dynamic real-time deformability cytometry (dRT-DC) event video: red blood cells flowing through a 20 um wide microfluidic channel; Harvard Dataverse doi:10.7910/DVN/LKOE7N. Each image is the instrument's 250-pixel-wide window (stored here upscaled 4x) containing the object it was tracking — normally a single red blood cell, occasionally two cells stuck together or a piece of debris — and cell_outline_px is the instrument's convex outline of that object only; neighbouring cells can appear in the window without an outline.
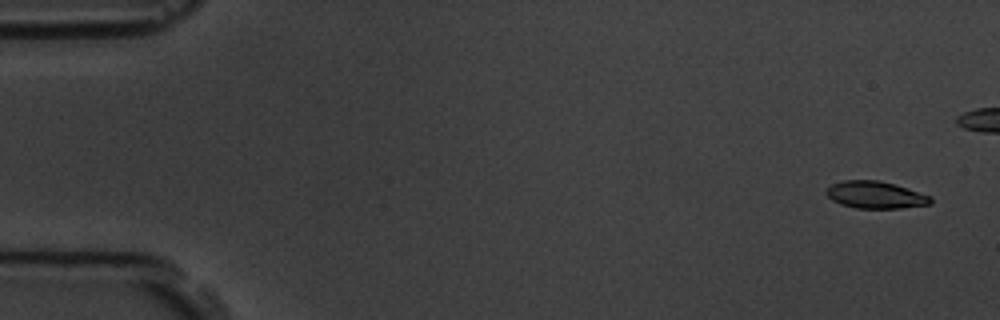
{"species": "common noctule bat (a hibernating species)", "species_latin": "Nyctalus noctula", "temperature_condition": "room temperature", "stored_images_in_passage": 5, "camera_frame_rate_fps": 3000, "um_per_image_px": 0.085, "animal": {"sex": "male", "body_mass_g": 19.5, "forearm_length_mm": 54.6}, "frame": {"image": 1, "passage_image": 1, "time_ms": 0.0, "image_size_px": [1000, 320], "cell_outline_px": [[932, 204], [900, 208], [856, 208], [840, 204], [832, 200], [824, 192], [832, 184], [844, 180], [880, 180], [908, 188], [932, 196]], "centroid_in_image_um": [74.43, 16.56], "position_along_channel_um": 10.6, "area_um2": 16.59}}